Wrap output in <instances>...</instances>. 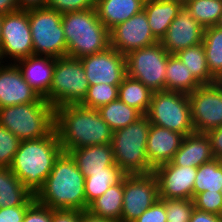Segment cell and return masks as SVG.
<instances>
[{"label":"cell","mask_w":222,"mask_h":222,"mask_svg":"<svg viewBox=\"0 0 222 222\" xmlns=\"http://www.w3.org/2000/svg\"><path fill=\"white\" fill-rule=\"evenodd\" d=\"M167 222H189V221H167Z\"/></svg>","instance_id":"51"},{"label":"cell","mask_w":222,"mask_h":222,"mask_svg":"<svg viewBox=\"0 0 222 222\" xmlns=\"http://www.w3.org/2000/svg\"><path fill=\"white\" fill-rule=\"evenodd\" d=\"M195 132L206 133L222 126V85H201L188 94Z\"/></svg>","instance_id":"12"},{"label":"cell","mask_w":222,"mask_h":222,"mask_svg":"<svg viewBox=\"0 0 222 222\" xmlns=\"http://www.w3.org/2000/svg\"><path fill=\"white\" fill-rule=\"evenodd\" d=\"M62 152L57 132L54 130L48 136L21 141L9 168L35 196Z\"/></svg>","instance_id":"3"},{"label":"cell","mask_w":222,"mask_h":222,"mask_svg":"<svg viewBox=\"0 0 222 222\" xmlns=\"http://www.w3.org/2000/svg\"><path fill=\"white\" fill-rule=\"evenodd\" d=\"M32 55L34 48L28 10L2 15L0 62L4 63L9 58V61L16 63Z\"/></svg>","instance_id":"11"},{"label":"cell","mask_w":222,"mask_h":222,"mask_svg":"<svg viewBox=\"0 0 222 222\" xmlns=\"http://www.w3.org/2000/svg\"><path fill=\"white\" fill-rule=\"evenodd\" d=\"M55 130L63 152L82 147L111 143L113 130L102 119L98 109L80 104L55 109Z\"/></svg>","instance_id":"1"},{"label":"cell","mask_w":222,"mask_h":222,"mask_svg":"<svg viewBox=\"0 0 222 222\" xmlns=\"http://www.w3.org/2000/svg\"><path fill=\"white\" fill-rule=\"evenodd\" d=\"M67 56L81 59L110 47V31L97 16L95 8L62 14Z\"/></svg>","instance_id":"4"},{"label":"cell","mask_w":222,"mask_h":222,"mask_svg":"<svg viewBox=\"0 0 222 222\" xmlns=\"http://www.w3.org/2000/svg\"><path fill=\"white\" fill-rule=\"evenodd\" d=\"M184 137L176 131L151 124L146 145L149 164L155 168L170 162Z\"/></svg>","instance_id":"19"},{"label":"cell","mask_w":222,"mask_h":222,"mask_svg":"<svg viewBox=\"0 0 222 222\" xmlns=\"http://www.w3.org/2000/svg\"><path fill=\"white\" fill-rule=\"evenodd\" d=\"M23 222H51V208L35 200L27 208Z\"/></svg>","instance_id":"41"},{"label":"cell","mask_w":222,"mask_h":222,"mask_svg":"<svg viewBox=\"0 0 222 222\" xmlns=\"http://www.w3.org/2000/svg\"><path fill=\"white\" fill-rule=\"evenodd\" d=\"M215 26L222 29V14H221V16L219 17V20H218V22H217V24H216Z\"/></svg>","instance_id":"49"},{"label":"cell","mask_w":222,"mask_h":222,"mask_svg":"<svg viewBox=\"0 0 222 222\" xmlns=\"http://www.w3.org/2000/svg\"><path fill=\"white\" fill-rule=\"evenodd\" d=\"M123 208V179L110 188L103 195L95 199L89 206L88 211L95 216L121 220Z\"/></svg>","instance_id":"27"},{"label":"cell","mask_w":222,"mask_h":222,"mask_svg":"<svg viewBox=\"0 0 222 222\" xmlns=\"http://www.w3.org/2000/svg\"><path fill=\"white\" fill-rule=\"evenodd\" d=\"M175 55L202 85L217 82L208 70L203 43L180 50Z\"/></svg>","instance_id":"30"},{"label":"cell","mask_w":222,"mask_h":222,"mask_svg":"<svg viewBox=\"0 0 222 222\" xmlns=\"http://www.w3.org/2000/svg\"><path fill=\"white\" fill-rule=\"evenodd\" d=\"M151 124L176 131L184 136L195 132L188 94L178 91H155L145 115Z\"/></svg>","instance_id":"8"},{"label":"cell","mask_w":222,"mask_h":222,"mask_svg":"<svg viewBox=\"0 0 222 222\" xmlns=\"http://www.w3.org/2000/svg\"><path fill=\"white\" fill-rule=\"evenodd\" d=\"M85 176L80 172L75 160L67 152H62L55 160L52 171L43 187L35 195V200L53 210H86Z\"/></svg>","instance_id":"2"},{"label":"cell","mask_w":222,"mask_h":222,"mask_svg":"<svg viewBox=\"0 0 222 222\" xmlns=\"http://www.w3.org/2000/svg\"><path fill=\"white\" fill-rule=\"evenodd\" d=\"M165 204L167 221H189L194 211L193 199H161Z\"/></svg>","instance_id":"36"},{"label":"cell","mask_w":222,"mask_h":222,"mask_svg":"<svg viewBox=\"0 0 222 222\" xmlns=\"http://www.w3.org/2000/svg\"><path fill=\"white\" fill-rule=\"evenodd\" d=\"M39 98V94L25 81L16 63L0 62V108L33 103Z\"/></svg>","instance_id":"18"},{"label":"cell","mask_w":222,"mask_h":222,"mask_svg":"<svg viewBox=\"0 0 222 222\" xmlns=\"http://www.w3.org/2000/svg\"><path fill=\"white\" fill-rule=\"evenodd\" d=\"M47 0H17L19 10H29L46 7Z\"/></svg>","instance_id":"46"},{"label":"cell","mask_w":222,"mask_h":222,"mask_svg":"<svg viewBox=\"0 0 222 222\" xmlns=\"http://www.w3.org/2000/svg\"><path fill=\"white\" fill-rule=\"evenodd\" d=\"M35 56H67L62 14L47 7L28 10Z\"/></svg>","instance_id":"9"},{"label":"cell","mask_w":222,"mask_h":222,"mask_svg":"<svg viewBox=\"0 0 222 222\" xmlns=\"http://www.w3.org/2000/svg\"><path fill=\"white\" fill-rule=\"evenodd\" d=\"M118 86L106 83L90 85L87 95L80 105L86 108L99 109L101 106L118 99Z\"/></svg>","instance_id":"35"},{"label":"cell","mask_w":222,"mask_h":222,"mask_svg":"<svg viewBox=\"0 0 222 222\" xmlns=\"http://www.w3.org/2000/svg\"><path fill=\"white\" fill-rule=\"evenodd\" d=\"M219 216H220V219H221V222H222V211H221V213H220V215H219Z\"/></svg>","instance_id":"54"},{"label":"cell","mask_w":222,"mask_h":222,"mask_svg":"<svg viewBox=\"0 0 222 222\" xmlns=\"http://www.w3.org/2000/svg\"><path fill=\"white\" fill-rule=\"evenodd\" d=\"M170 55L160 41L131 51L125 56L127 76L142 82L153 92L164 91Z\"/></svg>","instance_id":"10"},{"label":"cell","mask_w":222,"mask_h":222,"mask_svg":"<svg viewBox=\"0 0 222 222\" xmlns=\"http://www.w3.org/2000/svg\"><path fill=\"white\" fill-rule=\"evenodd\" d=\"M159 199L154 174H132L123 178V208L120 222H134Z\"/></svg>","instance_id":"13"},{"label":"cell","mask_w":222,"mask_h":222,"mask_svg":"<svg viewBox=\"0 0 222 222\" xmlns=\"http://www.w3.org/2000/svg\"><path fill=\"white\" fill-rule=\"evenodd\" d=\"M134 222H167L165 204L158 199L151 207L146 209Z\"/></svg>","instance_id":"40"},{"label":"cell","mask_w":222,"mask_h":222,"mask_svg":"<svg viewBox=\"0 0 222 222\" xmlns=\"http://www.w3.org/2000/svg\"><path fill=\"white\" fill-rule=\"evenodd\" d=\"M183 4H185L186 2H188L189 0H180Z\"/></svg>","instance_id":"52"},{"label":"cell","mask_w":222,"mask_h":222,"mask_svg":"<svg viewBox=\"0 0 222 222\" xmlns=\"http://www.w3.org/2000/svg\"><path fill=\"white\" fill-rule=\"evenodd\" d=\"M202 43L208 70L219 81L222 77V29L216 26L204 28Z\"/></svg>","instance_id":"32"},{"label":"cell","mask_w":222,"mask_h":222,"mask_svg":"<svg viewBox=\"0 0 222 222\" xmlns=\"http://www.w3.org/2000/svg\"><path fill=\"white\" fill-rule=\"evenodd\" d=\"M201 85L175 54H171L168 57L165 91H178L189 94Z\"/></svg>","instance_id":"26"},{"label":"cell","mask_w":222,"mask_h":222,"mask_svg":"<svg viewBox=\"0 0 222 222\" xmlns=\"http://www.w3.org/2000/svg\"><path fill=\"white\" fill-rule=\"evenodd\" d=\"M89 82L80 59L55 58L52 83L44 97L55 109L69 104H80L87 95Z\"/></svg>","instance_id":"7"},{"label":"cell","mask_w":222,"mask_h":222,"mask_svg":"<svg viewBox=\"0 0 222 222\" xmlns=\"http://www.w3.org/2000/svg\"><path fill=\"white\" fill-rule=\"evenodd\" d=\"M203 34L204 27L183 5L160 43L169 54H176L180 50L202 43Z\"/></svg>","instance_id":"17"},{"label":"cell","mask_w":222,"mask_h":222,"mask_svg":"<svg viewBox=\"0 0 222 222\" xmlns=\"http://www.w3.org/2000/svg\"><path fill=\"white\" fill-rule=\"evenodd\" d=\"M218 82L222 85V77L220 78V80Z\"/></svg>","instance_id":"53"},{"label":"cell","mask_w":222,"mask_h":222,"mask_svg":"<svg viewBox=\"0 0 222 222\" xmlns=\"http://www.w3.org/2000/svg\"><path fill=\"white\" fill-rule=\"evenodd\" d=\"M102 119L115 131L136 122L143 115L119 99L98 109Z\"/></svg>","instance_id":"31"},{"label":"cell","mask_w":222,"mask_h":222,"mask_svg":"<svg viewBox=\"0 0 222 222\" xmlns=\"http://www.w3.org/2000/svg\"><path fill=\"white\" fill-rule=\"evenodd\" d=\"M35 196L9 167H0V208L31 205Z\"/></svg>","instance_id":"25"},{"label":"cell","mask_w":222,"mask_h":222,"mask_svg":"<svg viewBox=\"0 0 222 222\" xmlns=\"http://www.w3.org/2000/svg\"><path fill=\"white\" fill-rule=\"evenodd\" d=\"M150 127V120L143 115L136 122L113 131L111 145L114 161L126 175L153 171L146 152Z\"/></svg>","instance_id":"6"},{"label":"cell","mask_w":222,"mask_h":222,"mask_svg":"<svg viewBox=\"0 0 222 222\" xmlns=\"http://www.w3.org/2000/svg\"><path fill=\"white\" fill-rule=\"evenodd\" d=\"M184 4L180 0H145L143 10L154 37L161 41Z\"/></svg>","instance_id":"23"},{"label":"cell","mask_w":222,"mask_h":222,"mask_svg":"<svg viewBox=\"0 0 222 222\" xmlns=\"http://www.w3.org/2000/svg\"><path fill=\"white\" fill-rule=\"evenodd\" d=\"M153 91L142 82L126 76L118 86V99L146 115Z\"/></svg>","instance_id":"29"},{"label":"cell","mask_w":222,"mask_h":222,"mask_svg":"<svg viewBox=\"0 0 222 222\" xmlns=\"http://www.w3.org/2000/svg\"><path fill=\"white\" fill-rule=\"evenodd\" d=\"M222 186V160L213 159L197 167L193 198L203 192H220Z\"/></svg>","instance_id":"33"},{"label":"cell","mask_w":222,"mask_h":222,"mask_svg":"<svg viewBox=\"0 0 222 222\" xmlns=\"http://www.w3.org/2000/svg\"><path fill=\"white\" fill-rule=\"evenodd\" d=\"M18 10L17 0H0V14L4 15Z\"/></svg>","instance_id":"47"},{"label":"cell","mask_w":222,"mask_h":222,"mask_svg":"<svg viewBox=\"0 0 222 222\" xmlns=\"http://www.w3.org/2000/svg\"><path fill=\"white\" fill-rule=\"evenodd\" d=\"M145 0H96L97 16L110 31L143 10Z\"/></svg>","instance_id":"24"},{"label":"cell","mask_w":222,"mask_h":222,"mask_svg":"<svg viewBox=\"0 0 222 222\" xmlns=\"http://www.w3.org/2000/svg\"><path fill=\"white\" fill-rule=\"evenodd\" d=\"M96 0H47L46 7L64 14L95 8Z\"/></svg>","instance_id":"39"},{"label":"cell","mask_w":222,"mask_h":222,"mask_svg":"<svg viewBox=\"0 0 222 222\" xmlns=\"http://www.w3.org/2000/svg\"><path fill=\"white\" fill-rule=\"evenodd\" d=\"M152 173L157 180L159 199H193L197 167L167 162L155 167Z\"/></svg>","instance_id":"15"},{"label":"cell","mask_w":222,"mask_h":222,"mask_svg":"<svg viewBox=\"0 0 222 222\" xmlns=\"http://www.w3.org/2000/svg\"><path fill=\"white\" fill-rule=\"evenodd\" d=\"M30 205L0 208V222H23L26 210Z\"/></svg>","instance_id":"42"},{"label":"cell","mask_w":222,"mask_h":222,"mask_svg":"<svg viewBox=\"0 0 222 222\" xmlns=\"http://www.w3.org/2000/svg\"><path fill=\"white\" fill-rule=\"evenodd\" d=\"M158 40L151 32L144 10L110 30V47L123 55L150 46Z\"/></svg>","instance_id":"16"},{"label":"cell","mask_w":222,"mask_h":222,"mask_svg":"<svg viewBox=\"0 0 222 222\" xmlns=\"http://www.w3.org/2000/svg\"><path fill=\"white\" fill-rule=\"evenodd\" d=\"M189 222H221L220 216L194 208Z\"/></svg>","instance_id":"45"},{"label":"cell","mask_w":222,"mask_h":222,"mask_svg":"<svg viewBox=\"0 0 222 222\" xmlns=\"http://www.w3.org/2000/svg\"><path fill=\"white\" fill-rule=\"evenodd\" d=\"M196 209L220 215L222 211V195L220 192L203 191L194 198Z\"/></svg>","instance_id":"38"},{"label":"cell","mask_w":222,"mask_h":222,"mask_svg":"<svg viewBox=\"0 0 222 222\" xmlns=\"http://www.w3.org/2000/svg\"><path fill=\"white\" fill-rule=\"evenodd\" d=\"M126 174L119 166H108L106 171L90 172L85 177L86 210L88 206L112 185L119 183Z\"/></svg>","instance_id":"28"},{"label":"cell","mask_w":222,"mask_h":222,"mask_svg":"<svg viewBox=\"0 0 222 222\" xmlns=\"http://www.w3.org/2000/svg\"><path fill=\"white\" fill-rule=\"evenodd\" d=\"M51 222H81V211L75 209H51Z\"/></svg>","instance_id":"43"},{"label":"cell","mask_w":222,"mask_h":222,"mask_svg":"<svg viewBox=\"0 0 222 222\" xmlns=\"http://www.w3.org/2000/svg\"><path fill=\"white\" fill-rule=\"evenodd\" d=\"M80 60L89 85L100 83L120 85L127 76L125 55L112 47L103 52L82 57Z\"/></svg>","instance_id":"14"},{"label":"cell","mask_w":222,"mask_h":222,"mask_svg":"<svg viewBox=\"0 0 222 222\" xmlns=\"http://www.w3.org/2000/svg\"><path fill=\"white\" fill-rule=\"evenodd\" d=\"M0 125L21 141L39 139L55 130V108L43 97L33 103L3 107Z\"/></svg>","instance_id":"5"},{"label":"cell","mask_w":222,"mask_h":222,"mask_svg":"<svg viewBox=\"0 0 222 222\" xmlns=\"http://www.w3.org/2000/svg\"><path fill=\"white\" fill-rule=\"evenodd\" d=\"M68 153L85 177L90 176V172L106 171L108 166H117L111 143L72 149Z\"/></svg>","instance_id":"22"},{"label":"cell","mask_w":222,"mask_h":222,"mask_svg":"<svg viewBox=\"0 0 222 222\" xmlns=\"http://www.w3.org/2000/svg\"><path fill=\"white\" fill-rule=\"evenodd\" d=\"M21 140L0 125V167H10Z\"/></svg>","instance_id":"37"},{"label":"cell","mask_w":222,"mask_h":222,"mask_svg":"<svg viewBox=\"0 0 222 222\" xmlns=\"http://www.w3.org/2000/svg\"><path fill=\"white\" fill-rule=\"evenodd\" d=\"M214 159L222 160V126L206 132Z\"/></svg>","instance_id":"44"},{"label":"cell","mask_w":222,"mask_h":222,"mask_svg":"<svg viewBox=\"0 0 222 222\" xmlns=\"http://www.w3.org/2000/svg\"><path fill=\"white\" fill-rule=\"evenodd\" d=\"M184 5L204 28L215 26L222 14V0H189Z\"/></svg>","instance_id":"34"},{"label":"cell","mask_w":222,"mask_h":222,"mask_svg":"<svg viewBox=\"0 0 222 222\" xmlns=\"http://www.w3.org/2000/svg\"><path fill=\"white\" fill-rule=\"evenodd\" d=\"M81 222H120V221L98 217L90 213L88 210H85L81 211Z\"/></svg>","instance_id":"48"},{"label":"cell","mask_w":222,"mask_h":222,"mask_svg":"<svg viewBox=\"0 0 222 222\" xmlns=\"http://www.w3.org/2000/svg\"><path fill=\"white\" fill-rule=\"evenodd\" d=\"M1 27H2V14H0V44H1Z\"/></svg>","instance_id":"50"},{"label":"cell","mask_w":222,"mask_h":222,"mask_svg":"<svg viewBox=\"0 0 222 222\" xmlns=\"http://www.w3.org/2000/svg\"><path fill=\"white\" fill-rule=\"evenodd\" d=\"M16 64L25 81L44 98L52 83L55 58L32 55L17 61Z\"/></svg>","instance_id":"20"},{"label":"cell","mask_w":222,"mask_h":222,"mask_svg":"<svg viewBox=\"0 0 222 222\" xmlns=\"http://www.w3.org/2000/svg\"><path fill=\"white\" fill-rule=\"evenodd\" d=\"M213 159L210 140L206 133L193 132L183 138L181 146L170 162L176 166L199 167Z\"/></svg>","instance_id":"21"}]
</instances>
